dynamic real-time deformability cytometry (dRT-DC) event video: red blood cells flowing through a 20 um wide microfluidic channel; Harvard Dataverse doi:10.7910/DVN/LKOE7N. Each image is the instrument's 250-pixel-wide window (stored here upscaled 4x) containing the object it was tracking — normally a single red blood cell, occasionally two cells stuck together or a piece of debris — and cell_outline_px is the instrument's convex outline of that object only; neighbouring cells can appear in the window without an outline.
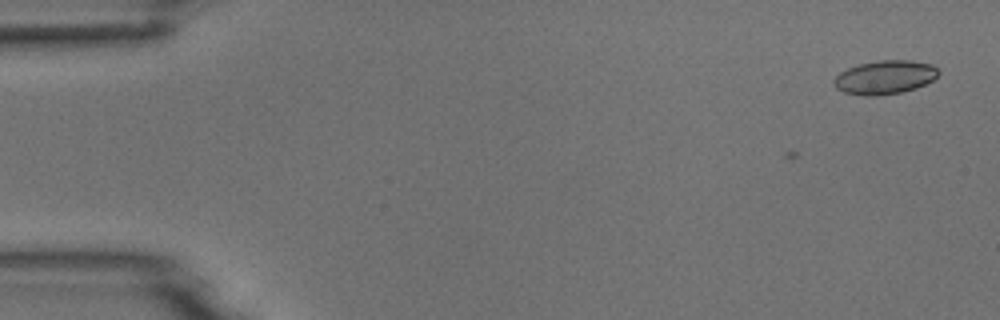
{"species": "common noctule bat (a hibernating species)", "species_latin": "Nyctalus noctula", "temperature_condition": "room temperature", "stored_images_in_passage": 7, "camera_frame_rate_fps": 3000, "um_per_image_px": 0.085, "animal": {"sex": "male", "body_mass_g": 18.8}, "frame": {"image": 1, "passage_image": 2, "time_ms": 1.333, "image_size_px": [1000, 320], "cell_outline_px": [[940, 72], [932, 80], [916, 88], [900, 92], [876, 96], [864, 96], [844, 92], [836, 88], [832, 80], [840, 72], [856, 64], [880, 60], [912, 60], [932, 64]], "centroid_in_image_um": [75.19, 6.56], "position_along_channel_um": 9.8, "area_um2": 20.58}}
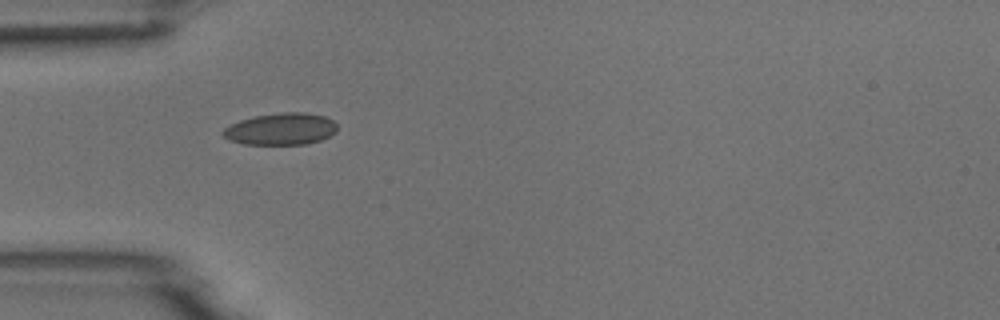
{"frame": {"image": 2, "passage_image": 6, "time_ms": 6.0, "image_size_px": [1000, 320], "cell_outline_px": [[336, 132], [320, 140], [304, 144], [244, 144], [228, 140], [220, 132], [224, 128], [240, 120], [256, 116], [280, 112], [304, 112], [324, 116], [332, 120], [336, 124]], "centroid_in_image_um": [23.85, 10.96], "position_along_channel_um": 61.1, "area_um2": 21.1}}